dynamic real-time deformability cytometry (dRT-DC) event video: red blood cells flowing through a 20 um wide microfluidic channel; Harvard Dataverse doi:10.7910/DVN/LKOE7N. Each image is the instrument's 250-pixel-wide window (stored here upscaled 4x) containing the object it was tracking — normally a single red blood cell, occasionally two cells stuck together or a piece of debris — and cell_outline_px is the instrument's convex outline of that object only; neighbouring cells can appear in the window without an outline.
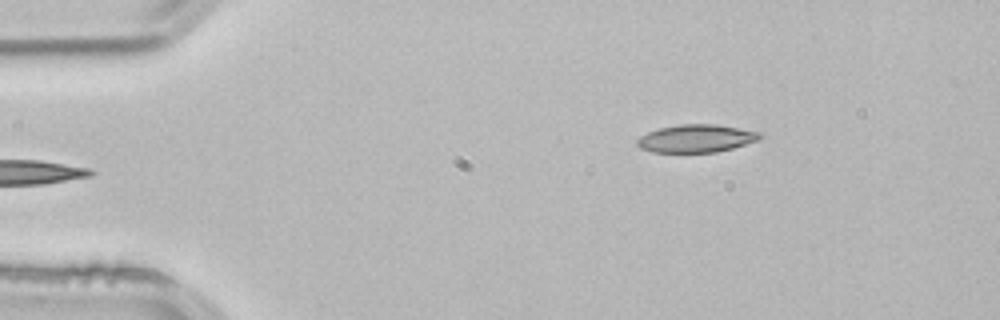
{"species": "common noctule bat (a hibernating species)", "species_latin": "Nyctalus noctula", "temperature_condition": "room temperature", "stored_images_in_passage": 3, "camera_frame_rate_fps": 3000, "um_per_image_px": 0.085, "animal": {"sex": "male", "body_mass_g": 21.5, "forearm_length_mm": 52.0}, "frame": {"image": 1, "passage_image": 3, "time_ms": 0.667, "image_size_px": [1000, 320], "cell_outline_px": [[764, 136], [760, 140], [732, 148], [716, 152], [652, 152], [640, 148], [636, 144], [636, 140], [640, 136], [648, 132], [660, 128], [680, 124], [716, 124], [760, 132]], "centroid_in_image_um": [59.19, 11.77], "position_along_channel_um": 25.8, "area_um2": 19.94}}